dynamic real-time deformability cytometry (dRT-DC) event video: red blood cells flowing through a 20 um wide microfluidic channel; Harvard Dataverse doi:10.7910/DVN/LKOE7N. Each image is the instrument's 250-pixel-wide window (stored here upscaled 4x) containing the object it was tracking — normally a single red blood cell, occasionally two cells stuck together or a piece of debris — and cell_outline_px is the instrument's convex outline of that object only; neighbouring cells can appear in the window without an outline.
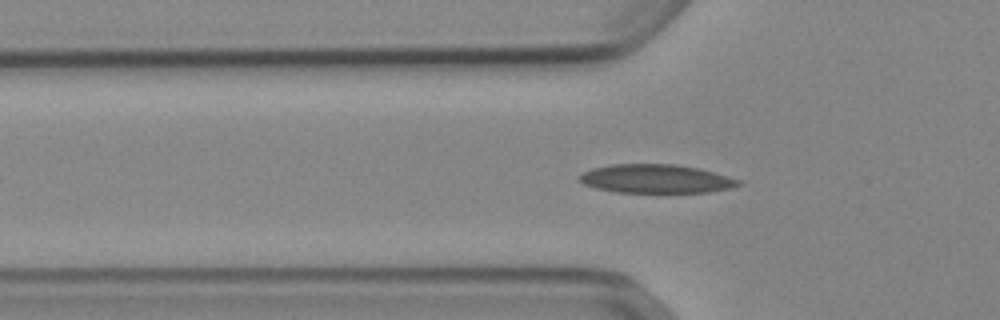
{"species": "Egyptian fruit bat (a non-hibernating species)", "species_latin": "Rousettus aegyptiacus", "temperature_condition": "cold", "stored_images_in_passage": 43, "camera_frame_rate_fps": 3000, "um_per_image_px": 0.085, "animal": {"sex": "female"}, "frame": {"image": 1, "passage_image": 12, "time_ms": 3.667, "image_size_px": [1000, 320], "cell_outline_px": [[744, 184], [732, 188], [708, 192], [616, 192], [596, 188], [584, 184], [576, 180], [576, 176], [592, 168], [608, 164], [676, 164], [696, 168], [712, 172], [740, 180]], "centroid_in_image_um": [55.71, 15.19], "position_along_channel_um": 70.1, "area_um2": 26.65}}
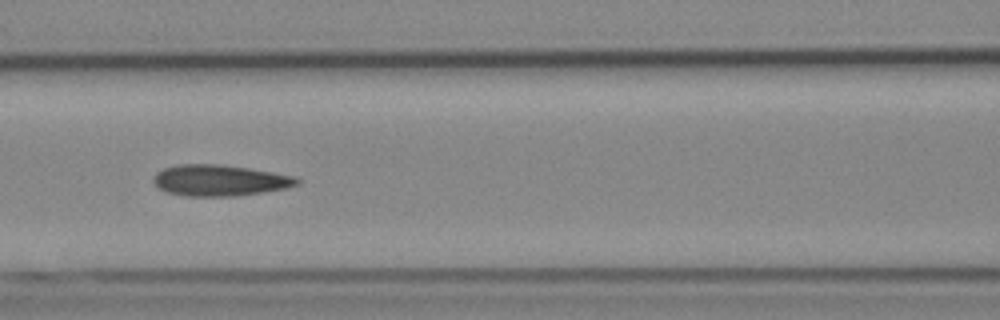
{"frame": {"image": 2, "passage_image": 18, "time_ms": 5.667, "image_size_px": [1000, 320], "cell_outline_px": [[300, 184], [288, 188], [264, 192], [236, 196], [184, 196], [168, 192], [160, 188], [152, 180], [152, 176], [156, 172], [164, 168], [176, 164], [220, 164], [248, 168], [296, 176], [300, 180]], "centroid_in_image_um": [18.69, 15.33], "position_along_channel_um": 147.9, "area_um2": 26.24}}
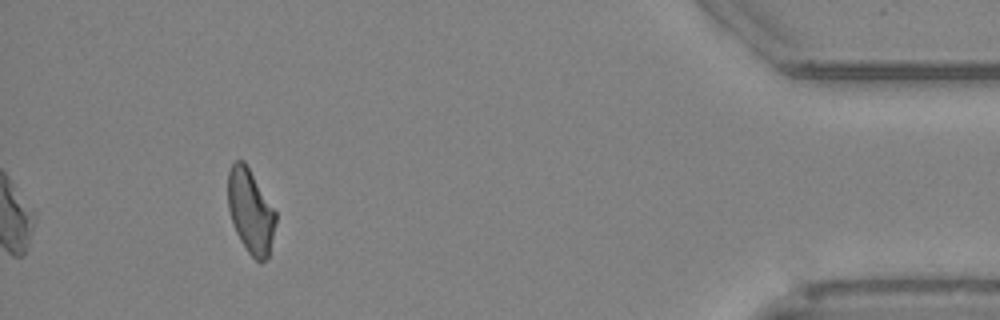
{"frame": {"image": 3, "passage_image": 43, "time_ms": 14.0, "image_size_px": [1000, 320], "cell_outline_px": [[276, 220], [268, 256], [260, 264], [248, 252], [240, 240], [236, 232], [228, 208], [228, 172], [232, 164], [236, 160], [244, 160], [276, 212]], "centroid_in_image_um": [21.29, 17.95], "position_along_channel_um": 413.9, "area_um2": 23.12}, "authors_computed_cell_mechanics": {"area_um2": 25.2008, "velocity_mm_per_s": 3.893, "shape_relaxation_time_tau1_ms": 6.3804, "shape_relaxation_time_tau2_ms": 3.5471, "deformation_change_tau1": 0.1545, "deformation_change_tau2": 0.117}}